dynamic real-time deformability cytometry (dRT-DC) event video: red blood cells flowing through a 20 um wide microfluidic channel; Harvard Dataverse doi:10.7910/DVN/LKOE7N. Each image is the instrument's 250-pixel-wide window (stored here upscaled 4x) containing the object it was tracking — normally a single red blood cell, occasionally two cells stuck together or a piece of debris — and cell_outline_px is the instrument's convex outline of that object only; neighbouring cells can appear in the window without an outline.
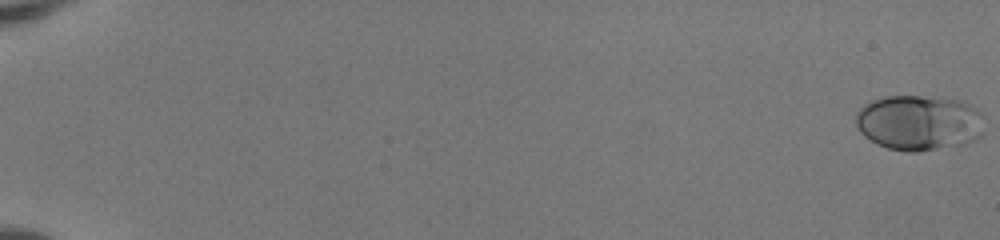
{"species": "human", "species_latin": "Homo sapiens", "temperature_condition": "room temperature", "stored_images_in_passage": 53, "camera_frame_rate_fps": 3000, "um_per_image_px": 0.085, "donor": {"sex": "female"}, "frame": {"image": 1, "passage_image": 1, "time_ms": 0.0, "image_size_px": [1000, 240], "cell_outline_px": [[984, 132], [980, 136], [964, 144], [916, 152], [904, 152], [888, 148], [876, 144], [868, 140], [856, 128], [856, 112], [864, 104], [872, 100], [888, 96], [920, 96], [964, 100], [980, 108], [984, 112]], "centroid_in_image_um": [78.16, 10.42], "position_along_channel_um": 6.8, "area_um2": 42.37}}
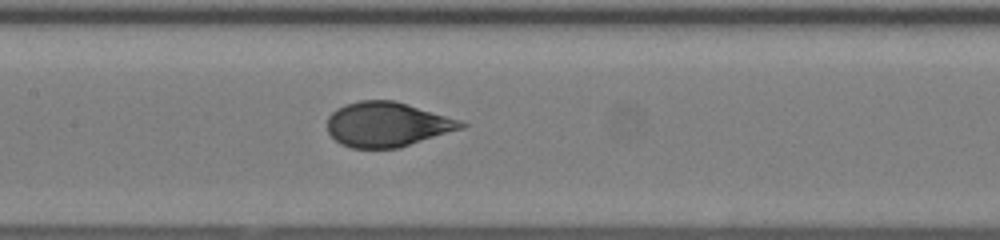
{"frame": {"image": 2, "passage_image": 29, "time_ms": 9.333, "image_size_px": [1000, 240], "cell_outline_px": [[468, 124], [464, 128], [400, 148], [352, 148], [340, 144], [328, 132], [328, 116], [336, 108], [344, 104], [360, 100], [392, 100], [408, 104], [460, 120]], "centroid_in_image_um": [32.91, 10.58], "position_along_channel_um": 174.5, "area_um2": 34.97}}
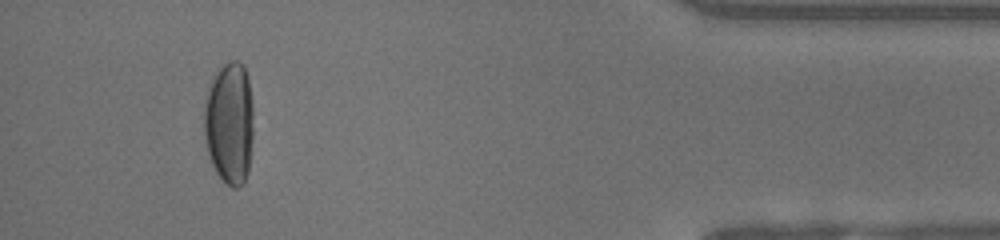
{"frame": {"image": 3, "passage_image": 50, "time_ms": 16.333, "image_size_px": [1000, 240], "cell_outline_px": [[252, 136], [248, 172], [244, 184], [236, 188], [232, 188], [216, 172], [212, 164], [208, 152], [204, 136], [204, 108], [212, 76], [224, 64], [232, 60], [236, 60], [244, 64], [248, 76], [252, 104]], "centroid_in_image_um": [19.5, 10.44], "position_along_channel_um": 415.7, "area_um2": 35.26}, "authors_computed_cell_mechanics": {"area_um2": 36.125, "velocity_mm_per_s": 4.0997, "shape_relaxation_time_tau1_ms": 4.4041, "shape_relaxation_time_tau2_ms": null, "deformation_change_tau1": 0.2034, "deformation_change_tau2": null}}